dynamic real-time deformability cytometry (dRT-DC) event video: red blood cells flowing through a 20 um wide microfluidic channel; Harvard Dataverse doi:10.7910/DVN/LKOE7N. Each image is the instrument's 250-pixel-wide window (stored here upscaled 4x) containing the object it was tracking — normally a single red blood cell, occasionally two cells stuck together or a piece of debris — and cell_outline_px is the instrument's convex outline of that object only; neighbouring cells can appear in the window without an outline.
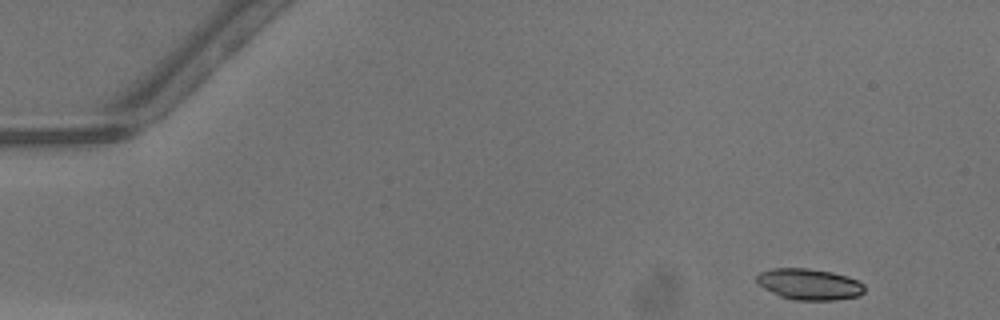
{"species": "common noctule bat (a hibernating species)", "species_latin": "Nyctalus noctula", "temperature_condition": "warm", "stored_images_in_passage": 35, "camera_frame_rate_fps": 3000, "um_per_image_px": 0.085, "animal": {"sex": "male", "body_mass_g": 13.3}, "frame": {"image": 1, "passage_image": 1, "time_ms": 0.0, "image_size_px": [1000, 320], "cell_outline_px": [[864, 292], [860, 296], [836, 300], [792, 300], [780, 296], [764, 288], [756, 280], [756, 276], [760, 272], [772, 268], [808, 268], [832, 272], [848, 276], [864, 284]], "centroid_in_image_um": [68.8, 24.16], "position_along_channel_um": 16.2, "area_um2": 19.65}}
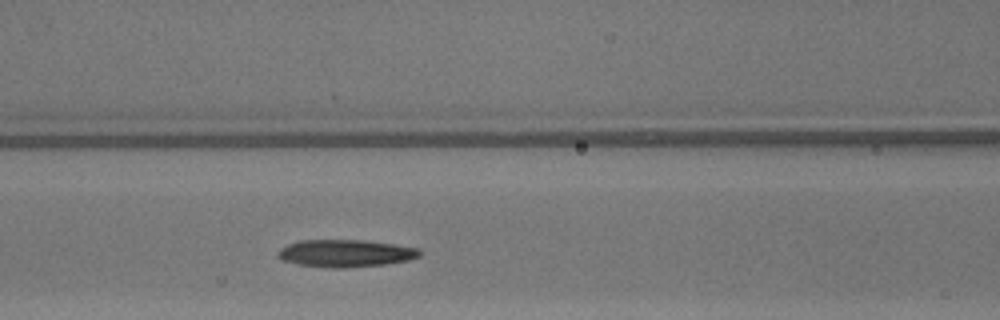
{"frame": {"image": 2, "passage_image": 18, "time_ms": 5.667, "image_size_px": [1000, 320], "cell_outline_px": [[420, 256], [408, 260], [384, 264], [344, 268], [324, 268], [300, 264], [280, 260], [276, 256], [276, 252], [288, 244], [300, 240], [364, 240], [396, 244], [420, 248]], "centroid_in_image_um": [29.35, 21.53], "position_along_channel_um": 137.2, "area_um2": 22.77}}
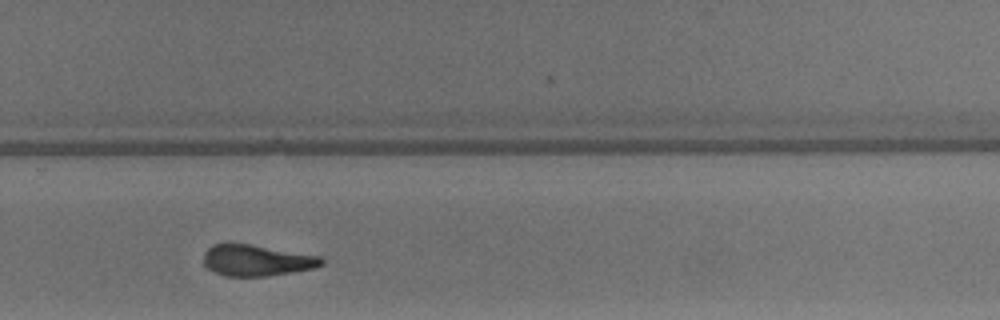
{"frame": {"image": 3, "passage_image": 30, "time_ms": 9.667, "image_size_px": [1000, 320], "cell_outline_px": [[324, 264], [316, 268], [268, 276], [224, 276], [204, 268], [204, 252], [212, 244], [248, 244], [320, 256], [324, 260]], "centroid_in_image_um": [21.8, 22.15], "position_along_channel_um": 308.0, "area_um2": 21.44}, "authors_computed_cell_mechanics": {"area_um2": 22.0796, "velocity_mm_per_s": 4.2888, "shape_relaxation_time_tau1_ms": 4.7445, "shape_relaxation_time_tau2_ms": 2.6002, "deformation_change_tau1": 0.204, "deformation_change_tau2": 0.1332}}